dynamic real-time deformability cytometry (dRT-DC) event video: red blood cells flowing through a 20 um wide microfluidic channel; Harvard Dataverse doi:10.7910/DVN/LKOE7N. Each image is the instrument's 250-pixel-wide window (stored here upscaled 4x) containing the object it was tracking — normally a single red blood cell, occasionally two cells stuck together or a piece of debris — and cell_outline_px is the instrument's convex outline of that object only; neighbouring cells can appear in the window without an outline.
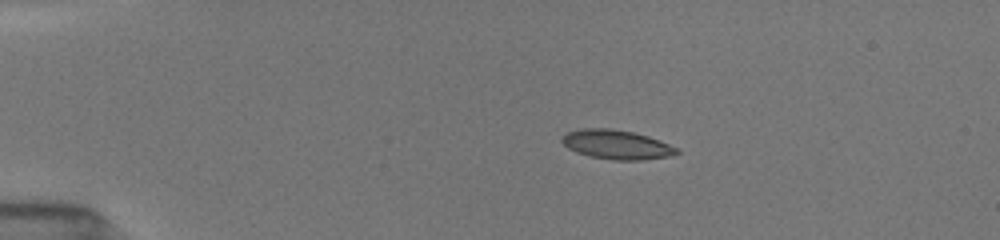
{"species": "common noctule bat (a hibernating species)", "species_latin": "Nyctalus noctula", "temperature_condition": "room temperature", "stored_images_in_passage": 79, "camera_frame_rate_fps": 3000, "um_per_image_px": 0.085, "animal": {"sex": "female", "body_mass_g": 19.5, "forearm_length_mm": 54.1}, "frame": {"image": 1, "passage_image": 1, "time_ms": 0.0, "image_size_px": [1000, 240], "cell_outline_px": [[680, 152], [668, 156], [640, 160], [612, 160], [588, 156], [576, 152], [568, 148], [560, 140], [568, 132], [580, 128], [612, 128], [632, 132], [648, 136], [668, 144], [676, 148]], "centroid_in_image_um": [52.37, 12.29], "position_along_channel_um": 32.6, "area_um2": 19.42}}
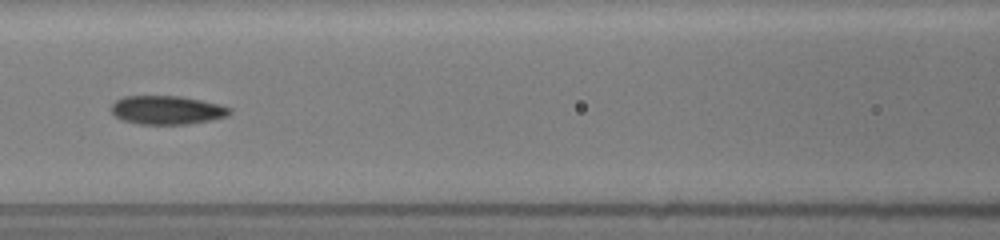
{"frame": {"image": 2, "passage_image": 27, "time_ms": 4.667, "image_size_px": [1000, 240], "cell_outline_px": [[232, 112], [228, 116], [188, 124], [140, 124], [120, 120], [112, 112], [112, 104], [116, 100], [124, 96], [180, 96], [220, 104], [232, 108]], "centroid_in_image_um": [14.2, 9.35], "position_along_channel_um": 152.4, "area_um2": 19.77}}
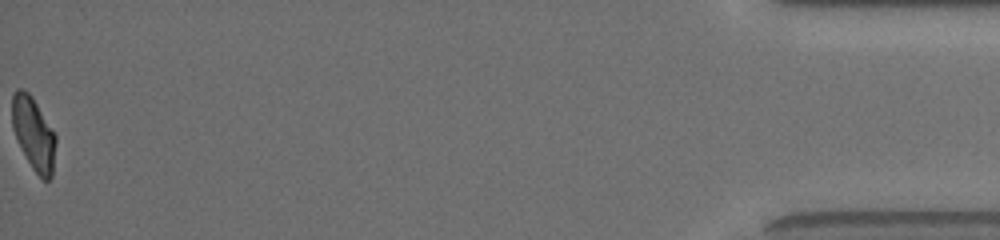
{"frame": {"image": 3, "passage_image": 79, "time_ms": 14.0, "image_size_px": [1000, 240], "cell_outline_px": [[56, 144], [52, 176], [48, 180], [44, 180], [32, 168], [16, 140], [12, 128], [12, 96], [16, 88], [24, 88], [32, 96], [56, 136]], "centroid_in_image_um": [2.84, 11.34], "position_along_channel_um": 432.4, "area_um2": 18.55}, "authors_computed_cell_mechanics": {"area_um2": 19.5364, "velocity_mm_per_s": 3.9508, "shape_relaxation_time_tau1_ms": 4.6572, "shape_relaxation_time_tau2_ms": 1.8523, "deformation_change_tau1": 0.1772, "deformation_change_tau2": 0.0822}}